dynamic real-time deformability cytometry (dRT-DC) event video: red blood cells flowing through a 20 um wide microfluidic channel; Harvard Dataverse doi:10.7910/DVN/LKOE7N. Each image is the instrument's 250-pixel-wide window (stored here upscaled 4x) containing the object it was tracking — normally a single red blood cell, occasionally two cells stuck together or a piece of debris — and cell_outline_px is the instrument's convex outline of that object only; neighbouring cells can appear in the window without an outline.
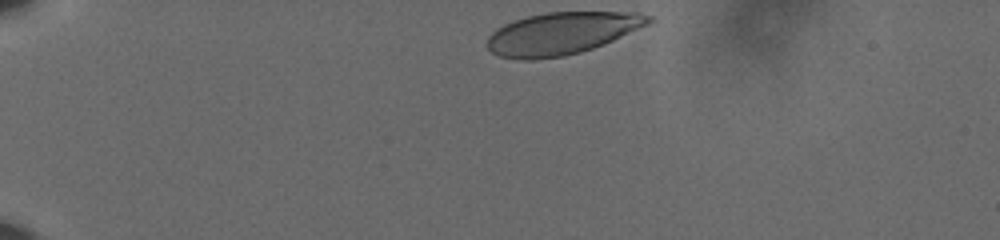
{"species": "human", "species_latin": "Homo sapiens", "temperature_condition": "cold", "stored_images_in_passage": 39, "camera_frame_rate_fps": 3000, "um_per_image_px": 0.085, "donor": {"sex": "male"}, "frame": {"image": 1, "passage_image": 1, "time_ms": 0.0, "image_size_px": [1000, 240], "cell_outline_px": [[652, 20], [648, 24], [604, 44], [580, 52], [564, 56], [532, 60], [520, 60], [500, 56], [492, 52], [488, 48], [488, 36], [496, 28], [504, 24], [528, 16], [548, 12], [640, 12], [652, 16]], "centroid_in_image_um": [47.74, 2.83], "position_along_channel_um": 37.3, "area_um2": 39.54}}
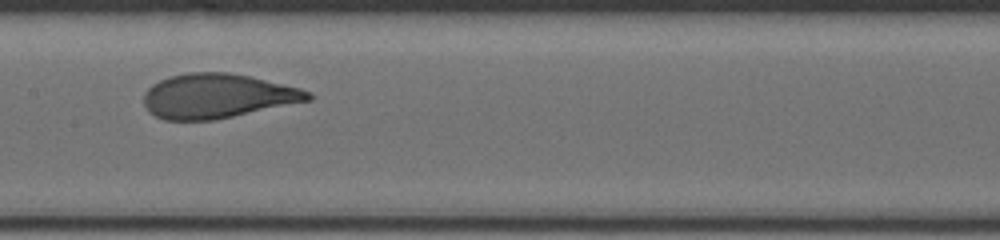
{"frame": {"image": 2, "passage_image": 20, "time_ms": 6.333, "image_size_px": [1000, 240], "cell_outline_px": [[312, 100], [212, 120], [164, 120], [148, 112], [144, 104], [144, 92], [152, 84], [160, 80], [172, 76], [188, 72], [228, 72], [248, 76], [300, 88], [312, 92]], "centroid_in_image_um": [18.46, 8.16], "position_along_channel_um": 188.9, "area_um2": 42.37}}
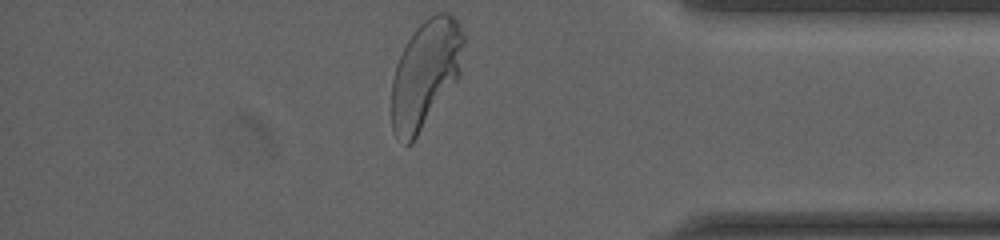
{"frame": {"image": 3, "passage_image": 39, "time_ms": 12.667, "image_size_px": [1000, 240], "cell_outline_px": [[464, 44], [460, 76], [412, 144], [404, 144], [396, 136], [392, 128], [392, 80], [396, 64], [408, 40], [416, 28], [428, 16], [436, 12], [448, 12], [460, 24], [464, 36]], "centroid_in_image_um": [36.18, 6.27], "position_along_channel_um": 399.0, "area_um2": 45.37}, "authors_computed_cell_mechanics": {"area_um2": 42.7142, "velocity_mm_per_s": 3.5938, "shape_relaxation_time_tau1_ms": 3.2803, "shape_relaxation_time_tau2_ms": null, "deformation_change_tau1": 0.1552, "deformation_change_tau2": null}}